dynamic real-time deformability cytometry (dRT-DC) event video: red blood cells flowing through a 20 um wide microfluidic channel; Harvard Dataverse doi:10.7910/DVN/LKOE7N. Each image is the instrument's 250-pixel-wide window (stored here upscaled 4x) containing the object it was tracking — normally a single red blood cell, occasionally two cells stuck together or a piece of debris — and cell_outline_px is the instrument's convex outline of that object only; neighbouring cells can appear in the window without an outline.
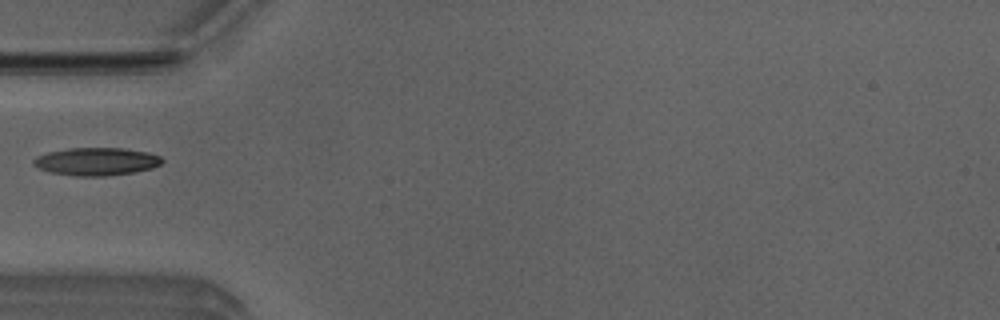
{"species": "Egyptian fruit bat (a non-hibernating species)", "species_latin": "Rousettus aegyptiacus", "temperature_condition": "room temperature", "stored_images_in_passage": 1, "camera_frame_rate_fps": 3000, "um_per_image_px": 0.085, "animal": {"sex": "male"}, "frame": {"image": 1, "passage_image": 1, "time_ms": 0.0, "image_size_px": [1000, 320], "cell_outline_px": [[164, 160], [160, 164], [152, 168], [136, 172], [104, 176], [76, 176], [52, 172], [40, 168], [32, 164], [32, 160], [36, 156], [48, 152], [68, 148], [124, 148], [148, 152], [160, 156]], "centroid_in_image_um": [8.21, 13.72], "position_along_channel_um": 76.8, "area_um2": 20.87}}